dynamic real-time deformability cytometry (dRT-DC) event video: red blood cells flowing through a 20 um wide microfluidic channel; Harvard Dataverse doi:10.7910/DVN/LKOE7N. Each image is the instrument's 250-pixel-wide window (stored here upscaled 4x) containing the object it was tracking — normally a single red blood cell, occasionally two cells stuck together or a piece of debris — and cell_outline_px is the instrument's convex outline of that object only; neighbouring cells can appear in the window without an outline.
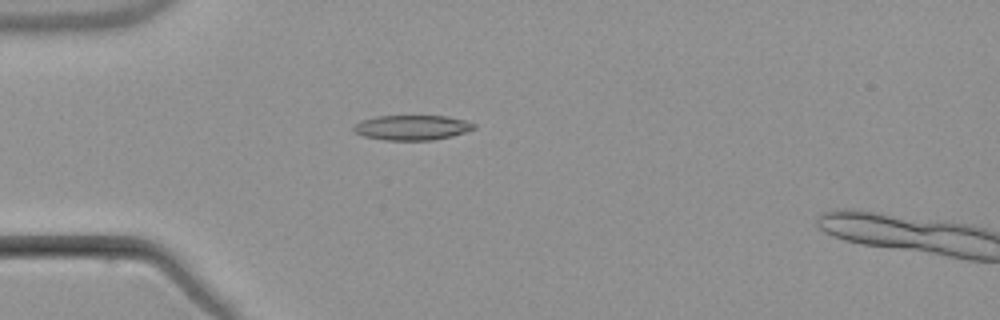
{"species": "common noctule bat (a hibernating species)", "species_latin": "Nyctalus noctula", "temperature_condition": "warm", "stored_images_in_passage": 4, "camera_frame_rate_fps": 3000, "um_per_image_px": 0.085, "animal": {"sex": "male", "body_mass_g": 21.5, "forearm_length_mm": 52.0}, "frame": {"image": 1, "passage_image": 3, "time_ms": 3.333, "image_size_px": [1000, 320], "cell_outline_px": [[476, 128], [452, 136], [432, 140], [384, 140], [364, 136], [356, 132], [352, 128], [360, 120], [376, 116], [448, 116], [464, 120], [476, 124]], "centroid_in_image_um": [35.03, 10.84], "position_along_channel_um": 50.0, "area_um2": 17.46}}